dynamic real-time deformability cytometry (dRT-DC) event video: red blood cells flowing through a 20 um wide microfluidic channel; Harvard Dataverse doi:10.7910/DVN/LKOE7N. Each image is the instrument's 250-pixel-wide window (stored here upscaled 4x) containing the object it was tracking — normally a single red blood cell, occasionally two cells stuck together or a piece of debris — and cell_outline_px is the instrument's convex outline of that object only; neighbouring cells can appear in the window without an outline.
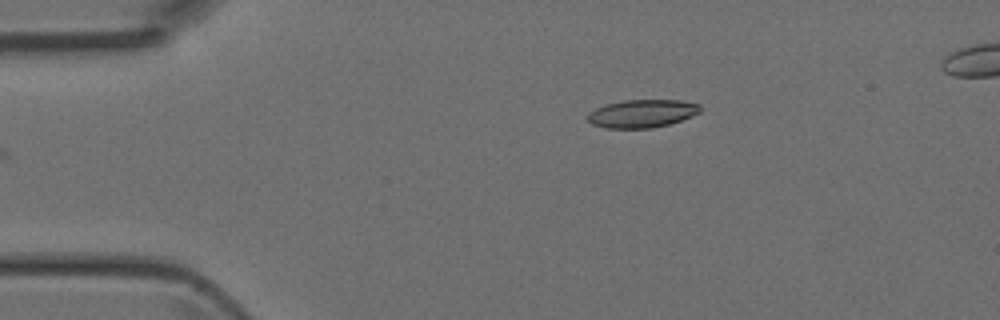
{"species": "Egyptian fruit bat (a non-hibernating species)", "species_latin": "Rousettus aegyptiacus", "temperature_condition": "room temperature", "stored_images_in_passage": 30, "camera_frame_rate_fps": 3000, "um_per_image_px": 0.085, "animal": {"sex": "female"}, "frame": {"image": 1, "passage_image": 1, "time_ms": 0.0, "image_size_px": [1000, 320], "cell_outline_px": [[700, 112], [692, 116], [668, 124], [652, 128], [604, 128], [592, 124], [588, 120], [588, 112], [604, 104], [624, 100], [680, 100], [700, 104]], "centroid_in_image_um": [54.55, 9.64], "position_along_channel_um": 30.4, "area_um2": 18.38}}
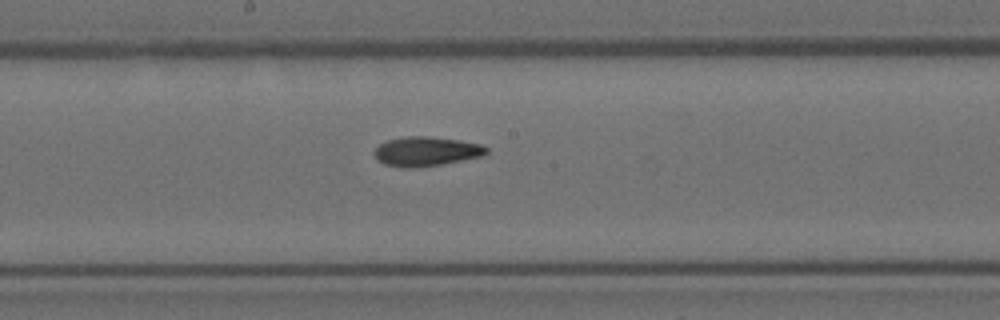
{"frame": {"image": 2, "passage_image": 17, "time_ms": 5.333, "image_size_px": [1000, 320], "cell_outline_px": [[488, 152], [484, 156], [440, 164], [416, 168], [400, 168], [384, 164], [372, 152], [380, 144], [388, 140], [408, 136], [428, 136], [460, 140], [480, 144], [488, 148]], "centroid_in_image_um": [36.24, 12.87], "position_along_channel_um": 212.0, "area_um2": 19.19}}
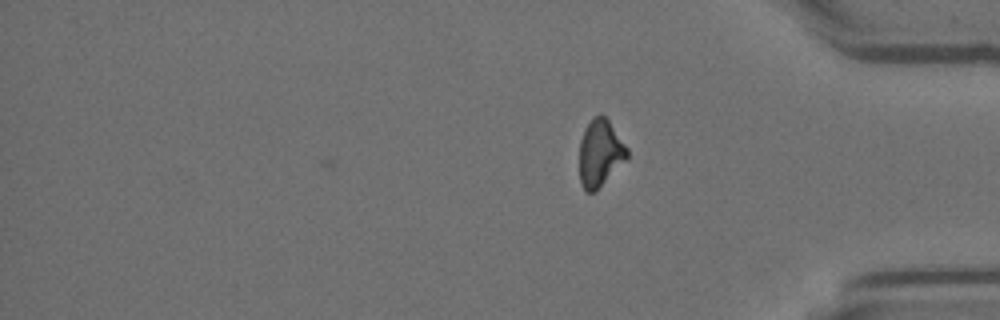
{"frame": {"image": 3, "passage_image": 30, "time_ms": 9.667, "image_size_px": [1000, 320], "cell_outline_px": [[628, 156], [596, 192], [588, 192], [580, 184], [580, 140], [584, 128], [592, 116], [600, 112], [608, 120], [628, 148]], "centroid_in_image_um": [50.99, 12.98], "position_along_channel_um": 384.2, "area_um2": 18.61}}